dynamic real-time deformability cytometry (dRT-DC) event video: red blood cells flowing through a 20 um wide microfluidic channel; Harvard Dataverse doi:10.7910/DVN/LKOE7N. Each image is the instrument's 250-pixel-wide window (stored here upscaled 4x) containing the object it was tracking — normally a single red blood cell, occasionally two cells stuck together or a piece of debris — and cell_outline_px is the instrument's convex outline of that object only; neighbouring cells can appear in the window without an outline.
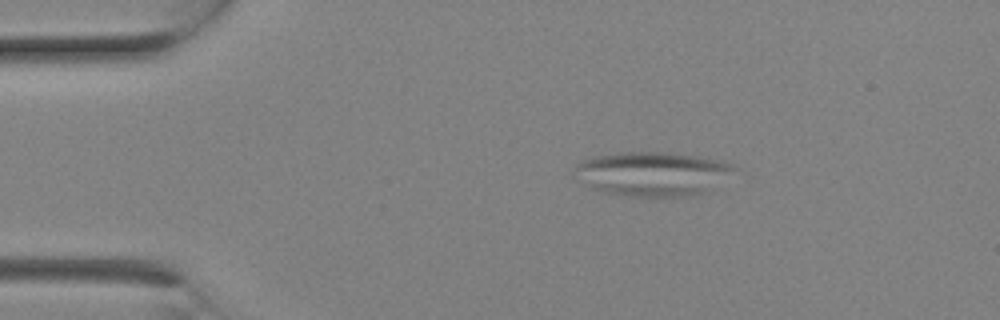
{"species": "Egyptian fruit bat (a non-hibernating species)", "species_latin": "Rousettus aegyptiacus", "temperature_condition": "room temperature", "stored_images_in_passage": 2, "camera_frame_rate_fps": 3000, "um_per_image_px": 0.085, "animal": {"sex": "female"}, "frame": {"image": 1, "passage_image": 1, "time_ms": 0.0, "image_size_px": [1000, 320], "cell_outline_px": [[736, 168], [704, 192], [692, 196], [620, 196], [604, 192], [576, 180], [572, 172], [576, 164], [580, 160], [596, 156], [620, 152], [668, 152], [700, 156], [732, 164]], "centroid_in_image_um": [55.34, 14.76], "position_along_channel_um": 29.7, "area_um2": 40.92}}
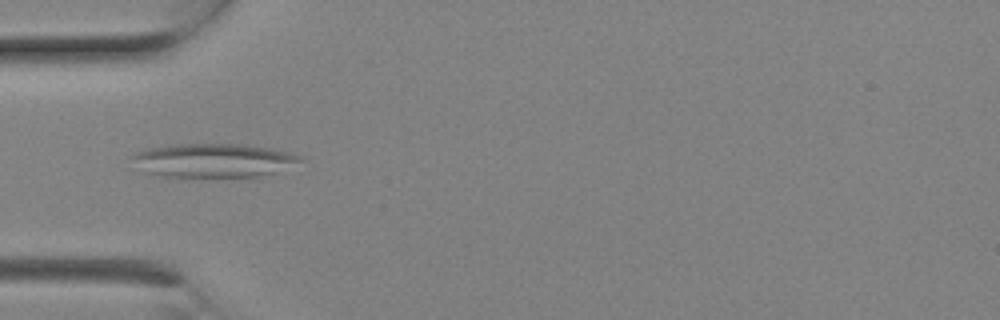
{"frame": {"image": 2, "passage_image": 2, "time_ms": 0.333, "image_size_px": [1000, 320], "cell_outline_px": [[304, 160], [276, 172], [260, 176], [160, 176], [144, 172], [132, 156], [136, 152], [144, 148], [168, 144], [248, 144], [272, 148], [304, 156]], "centroid_in_image_um": [18.17, 13.61], "position_along_channel_um": 66.8, "area_um2": 33.06}}